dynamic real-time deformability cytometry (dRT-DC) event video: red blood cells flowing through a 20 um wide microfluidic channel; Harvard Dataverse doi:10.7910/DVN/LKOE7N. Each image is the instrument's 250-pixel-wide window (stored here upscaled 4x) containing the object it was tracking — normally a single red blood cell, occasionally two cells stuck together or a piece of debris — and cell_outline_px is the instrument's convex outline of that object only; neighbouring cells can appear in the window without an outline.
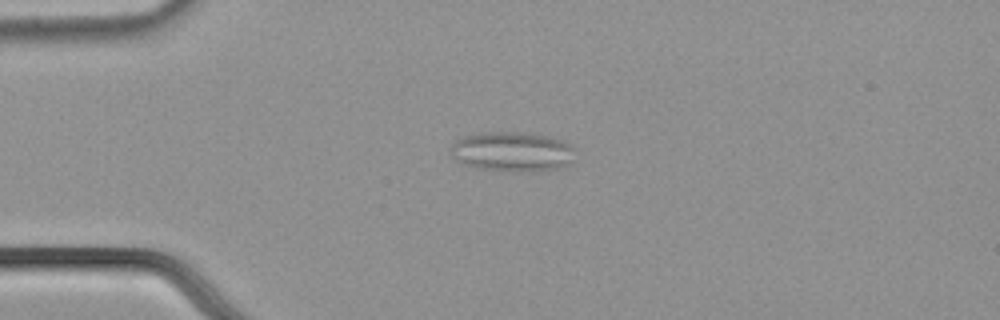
{"species": "common noctule bat (a hibernating species)", "species_latin": "Nyctalus noctula", "temperature_condition": "cold", "stored_images_in_passage": 56, "camera_frame_rate_fps": 3000, "um_per_image_px": 0.085, "animal": {"sex": "male", "body_mass_g": 21.5, "forearm_length_mm": 52.0}, "frame": {"image": 1, "passage_image": 14, "time_ms": 4.333, "image_size_px": [1000, 320], "cell_outline_px": [[576, 148], [572, 160], [568, 164], [560, 168], [540, 172], [532, 172], [480, 168], [456, 160], [452, 156], [452, 144], [456, 140], [464, 136], [484, 132], [520, 132], [548, 136], [564, 140], [572, 144]], "centroid_in_image_um": [43.63, 12.88], "position_along_channel_um": 41.4, "area_um2": 28.84}}
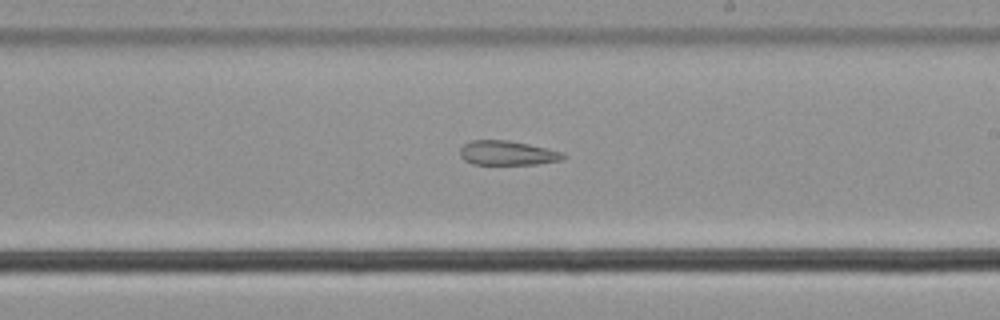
{"frame": {"image": 2, "passage_image": 33, "time_ms": 10.667, "image_size_px": [1000, 320], "cell_outline_px": [[568, 156], [564, 160], [536, 164], [472, 164], [464, 160], [460, 156], [460, 148], [464, 144], [472, 140], [508, 140], [548, 148], [564, 152]], "centroid_in_image_um": [43.17, 13.01], "position_along_channel_um": 245.8, "area_um2": 14.85}}
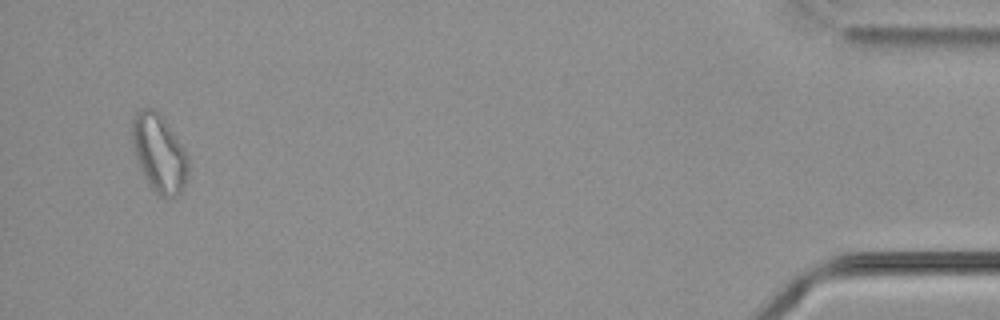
{"frame": {"image": 3, "passage_image": 54, "time_ms": 17.667, "image_size_px": [1000, 320], "cell_outline_px": [[188, 172], [184, 184], [180, 192], [176, 196], [160, 196], [148, 184], [140, 168], [132, 144], [132, 120], [136, 112], [140, 108], [152, 108], [168, 124], [188, 156]], "centroid_in_image_um": [13.51, 13.01], "position_along_channel_um": 421.7, "area_um2": 24.97}, "authors_computed_cell_mechanics": {"area_um2": 20.8947, "velocity_mm_per_s": 3.6688, "shape_relaxation_time_tau1_ms": null, "shape_relaxation_time_tau2_ms": 5.2351, "deformation_change_tau1": null, "deformation_change_tau2": 0.1371}}